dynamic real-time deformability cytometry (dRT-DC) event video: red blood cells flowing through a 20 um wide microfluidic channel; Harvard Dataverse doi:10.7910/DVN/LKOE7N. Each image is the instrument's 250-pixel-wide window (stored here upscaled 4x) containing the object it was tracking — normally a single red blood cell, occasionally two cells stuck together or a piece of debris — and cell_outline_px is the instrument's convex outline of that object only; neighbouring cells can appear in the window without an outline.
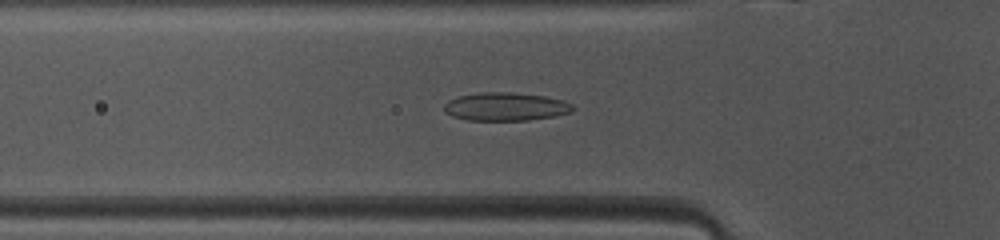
{"species": "common noctule bat (a hibernating species)", "species_latin": "Nyctalus noctula", "temperature_condition": "warm", "stored_images_in_passage": 47, "camera_frame_rate_fps": 3000, "um_per_image_px": 0.085, "animal": {"sex": "female", "body_mass_g": 10.0, "forearm_length_mm": 53.1}, "frame": {"image": 1, "passage_image": 14, "time_ms": 4.333, "image_size_px": [1000, 240], "cell_outline_px": [[576, 108], [572, 112], [556, 116], [528, 120], [468, 120], [452, 116], [444, 112], [444, 104], [448, 100], [456, 96], [480, 92], [512, 92], [544, 96], [564, 100], [572, 104]], "centroid_in_image_um": [42.98, 9.06], "position_along_channel_um": 82.8, "area_um2": 21.44}}
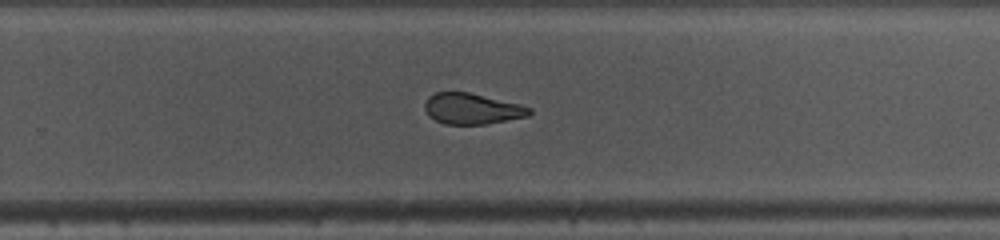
{"frame": {"image": 2, "passage_image": 29, "time_ms": 9.333, "image_size_px": [1000, 240], "cell_outline_px": [[532, 112], [528, 116], [484, 124], [444, 124], [428, 116], [424, 108], [424, 104], [428, 96], [436, 92], [468, 92], [520, 104], [532, 108]], "centroid_in_image_um": [40.1, 9.24], "position_along_channel_um": 289.7, "area_um2": 18.79}}
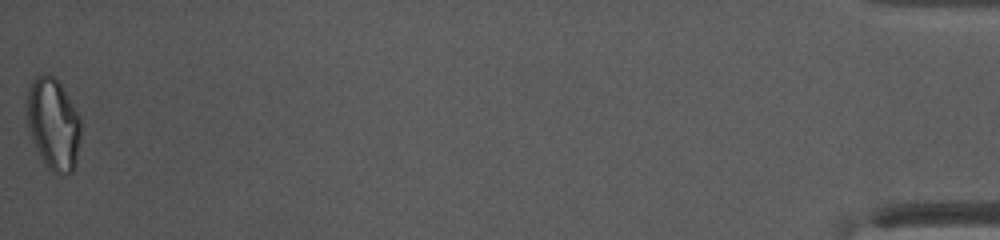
{"frame": {"image": 3, "passage_image": 47, "time_ms": 15.333, "image_size_px": [1000, 240], "cell_outline_px": [[80, 140], [76, 164], [72, 172], [52, 172], [48, 168], [40, 156], [28, 132], [28, 92], [32, 80], [36, 76], [48, 72], [56, 76], [80, 116]], "centroid_in_image_um": [4.54, 10.5], "position_along_channel_um": 430.7, "area_um2": 28.78}, "authors_computed_cell_mechanics": {"area_um2": 21.1548, "velocity_mm_per_s": 4.1217, "shape_relaxation_time_tau1_ms": 7.3046, "shape_relaxation_time_tau2_ms": 2.2037, "deformation_change_tau1": 0.1827, "deformation_change_tau2": 0.0816}}